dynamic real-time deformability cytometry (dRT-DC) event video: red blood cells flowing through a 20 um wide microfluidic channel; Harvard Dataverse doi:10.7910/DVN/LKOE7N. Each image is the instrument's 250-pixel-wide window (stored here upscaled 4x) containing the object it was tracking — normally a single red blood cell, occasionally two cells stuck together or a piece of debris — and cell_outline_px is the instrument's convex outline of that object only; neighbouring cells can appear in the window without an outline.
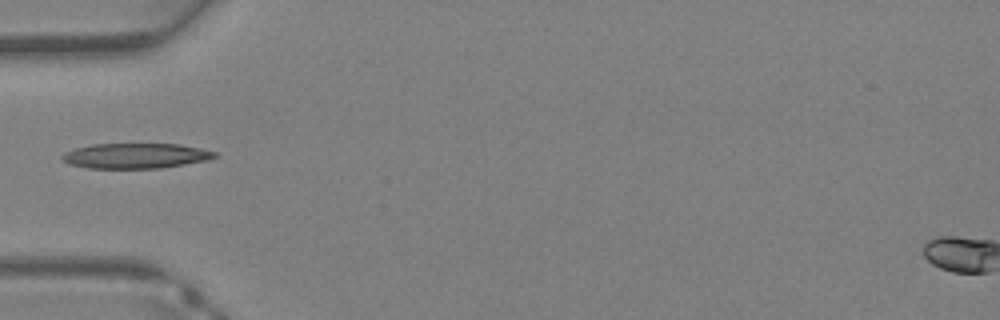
{"species": "Egyptian fruit bat (a non-hibernating species)", "species_latin": "Rousettus aegyptiacus", "temperature_condition": "warm", "stored_images_in_passage": 24, "camera_frame_rate_fps": 3000, "um_per_image_px": 0.085, "animal": {"sex": "female"}, "frame": {"image": 1, "passage_image": 1, "time_ms": 0.0, "image_size_px": [1000, 320], "cell_outline_px": [[220, 156], [208, 160], [160, 168], [88, 168], [68, 164], [60, 156], [64, 152], [76, 148], [92, 144], [180, 144], [200, 148], [216, 152]], "centroid_in_image_um": [11.54, 13.24], "position_along_channel_um": 73.5, "area_um2": 22.43}}
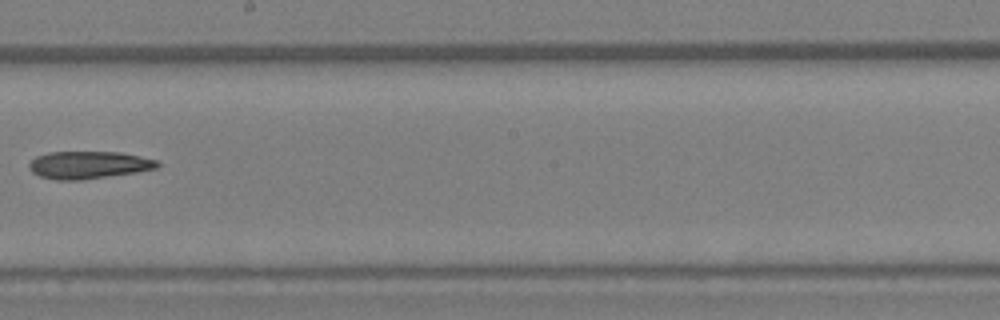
{"frame": {"image": 2, "passage_image": 10, "time_ms": 3.0, "image_size_px": [1000, 320], "cell_outline_px": [[160, 164], [156, 168], [136, 172], [80, 180], [56, 180], [40, 176], [32, 172], [28, 168], [28, 164], [36, 156], [48, 152], [120, 152], [160, 160]], "centroid_in_image_um": [7.53, 14.01], "position_along_channel_um": 240.7, "area_um2": 20.58}}
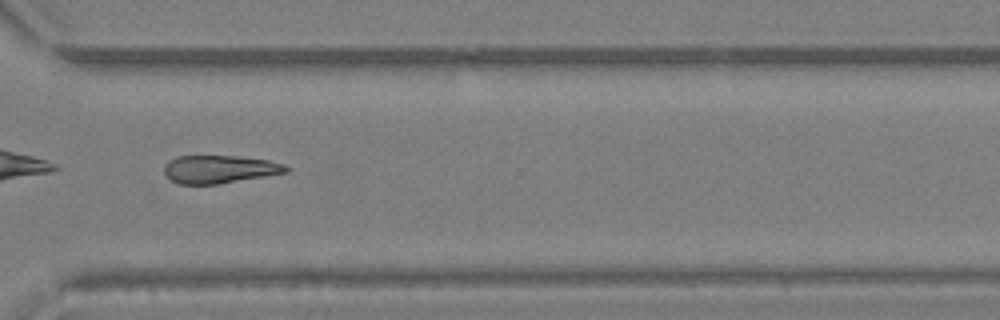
{"frame": {"image": 3, "passage_image": 16, "time_ms": 5.0, "image_size_px": [1000, 320], "cell_outline_px": [[292, 168], [288, 172], [216, 184], [180, 184], [172, 180], [164, 172], [164, 164], [168, 160], [176, 156], [236, 156], [268, 160], [284, 164]], "centroid_in_image_um": [18.66, 14.37], "position_along_channel_um": 351.9, "area_um2": 19.77}}